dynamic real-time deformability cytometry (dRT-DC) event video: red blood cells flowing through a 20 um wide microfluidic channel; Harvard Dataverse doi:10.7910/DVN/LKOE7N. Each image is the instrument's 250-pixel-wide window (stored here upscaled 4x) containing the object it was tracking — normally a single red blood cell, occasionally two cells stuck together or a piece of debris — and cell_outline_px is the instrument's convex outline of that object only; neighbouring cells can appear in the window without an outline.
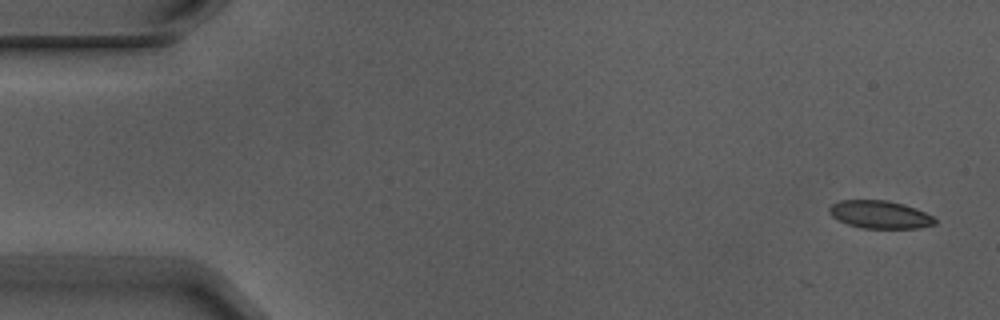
{"species": "Egyptian fruit bat (a non-hibernating species)", "species_latin": "Rousettus aegyptiacus", "temperature_condition": "warm", "stored_images_in_passage": 6, "camera_frame_rate_fps": 3000, "um_per_image_px": 0.085, "animal": {"sex": "male"}, "frame": {"image": 1, "passage_image": 1, "time_ms": 0.0, "image_size_px": [1000, 320], "cell_outline_px": [[936, 224], [920, 228], [864, 228], [848, 224], [832, 216], [828, 212], [828, 208], [832, 204], [840, 200], [888, 200], [904, 204], [916, 208], [932, 216], [936, 220]], "centroid_in_image_um": [74.8, 18.23], "position_along_channel_um": 10.2, "area_um2": 17.11}}
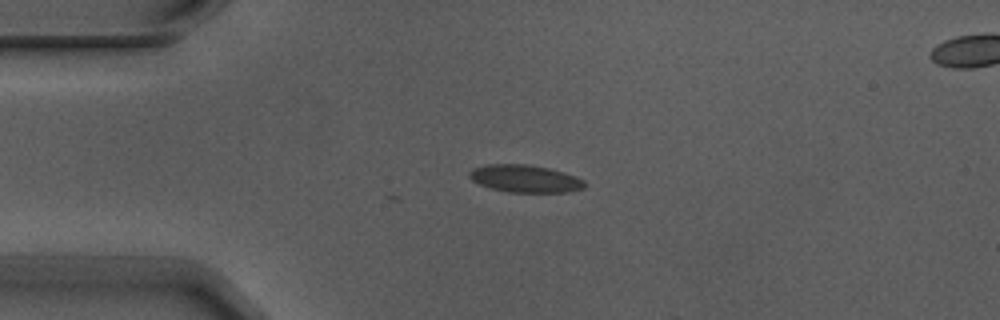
{"frame": {"image": 2, "passage_image": 4, "time_ms": 1.0, "image_size_px": [1000, 320], "cell_outline_px": [[588, 184], [584, 188], [568, 192], [508, 192], [492, 188], [480, 184], [472, 180], [468, 176], [468, 172], [472, 168], [488, 164], [528, 164], [548, 168], [564, 172], [576, 176], [584, 180]], "centroid_in_image_um": [44.65, 15.18], "position_along_channel_um": 40.3, "area_um2": 18.55}}